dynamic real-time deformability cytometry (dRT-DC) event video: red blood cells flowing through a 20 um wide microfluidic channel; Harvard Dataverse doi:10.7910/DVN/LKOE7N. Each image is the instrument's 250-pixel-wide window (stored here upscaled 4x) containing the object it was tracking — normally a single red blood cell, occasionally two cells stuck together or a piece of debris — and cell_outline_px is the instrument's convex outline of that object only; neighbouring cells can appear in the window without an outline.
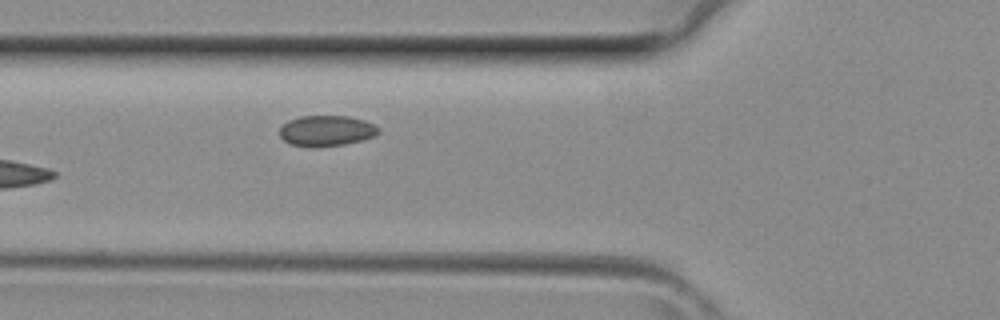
{"species": "common noctule bat (a hibernating species)", "species_latin": "Nyctalus noctula", "temperature_condition": "room temperature", "stored_images_in_passage": 6, "camera_frame_rate_fps": 3000, "um_per_image_px": 0.085, "animal": {"sex": "female", "body_mass_g": 29.2, "forearm_length_mm": 56.3}, "frame": {"image": 1, "passage_image": 6, "time_ms": 1.667, "image_size_px": [1000, 320], "cell_outline_px": [[380, 132], [376, 136], [344, 144], [312, 148], [308, 148], [292, 144], [284, 140], [280, 136], [280, 128], [288, 120], [300, 116], [348, 116], [364, 120], [380, 128]], "centroid_in_image_um": [27.74, 11.12], "position_along_channel_um": 98.1, "area_um2": 17.74}}